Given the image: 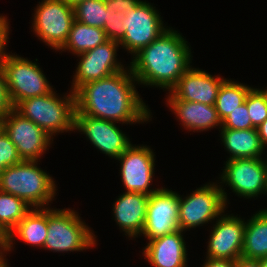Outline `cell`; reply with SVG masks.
Returning <instances> with one entry per match:
<instances>
[{"label": "cell", "mask_w": 267, "mask_h": 267, "mask_svg": "<svg viewBox=\"0 0 267 267\" xmlns=\"http://www.w3.org/2000/svg\"><path fill=\"white\" fill-rule=\"evenodd\" d=\"M136 82L129 67L104 79L85 83L74 92L75 114L131 125L149 121L151 110L139 96Z\"/></svg>", "instance_id": "1"}, {"label": "cell", "mask_w": 267, "mask_h": 267, "mask_svg": "<svg viewBox=\"0 0 267 267\" xmlns=\"http://www.w3.org/2000/svg\"><path fill=\"white\" fill-rule=\"evenodd\" d=\"M191 49L186 39L170 27L136 53L130 67L138 84L170 91L191 67Z\"/></svg>", "instance_id": "2"}, {"label": "cell", "mask_w": 267, "mask_h": 267, "mask_svg": "<svg viewBox=\"0 0 267 267\" xmlns=\"http://www.w3.org/2000/svg\"><path fill=\"white\" fill-rule=\"evenodd\" d=\"M37 162L23 160L7 167L0 173V191L23 199L33 208H46L54 200L57 186Z\"/></svg>", "instance_id": "3"}, {"label": "cell", "mask_w": 267, "mask_h": 267, "mask_svg": "<svg viewBox=\"0 0 267 267\" xmlns=\"http://www.w3.org/2000/svg\"><path fill=\"white\" fill-rule=\"evenodd\" d=\"M14 109L23 117L40 126L50 137L65 131H74L75 93L62 98L53 90L51 93L30 97L20 101Z\"/></svg>", "instance_id": "4"}, {"label": "cell", "mask_w": 267, "mask_h": 267, "mask_svg": "<svg viewBox=\"0 0 267 267\" xmlns=\"http://www.w3.org/2000/svg\"><path fill=\"white\" fill-rule=\"evenodd\" d=\"M77 213L69 208L48 206V233L43 248L53 252H78L97 244L94 232Z\"/></svg>", "instance_id": "5"}, {"label": "cell", "mask_w": 267, "mask_h": 267, "mask_svg": "<svg viewBox=\"0 0 267 267\" xmlns=\"http://www.w3.org/2000/svg\"><path fill=\"white\" fill-rule=\"evenodd\" d=\"M13 108L22 100L49 94L54 88L41 68L27 58L6 53L1 59Z\"/></svg>", "instance_id": "6"}, {"label": "cell", "mask_w": 267, "mask_h": 267, "mask_svg": "<svg viewBox=\"0 0 267 267\" xmlns=\"http://www.w3.org/2000/svg\"><path fill=\"white\" fill-rule=\"evenodd\" d=\"M227 200L225 188L217 183H207L184 198L179 195V229L185 232L217 219L225 212Z\"/></svg>", "instance_id": "7"}, {"label": "cell", "mask_w": 267, "mask_h": 267, "mask_svg": "<svg viewBox=\"0 0 267 267\" xmlns=\"http://www.w3.org/2000/svg\"><path fill=\"white\" fill-rule=\"evenodd\" d=\"M36 7L33 32L46 45L60 50L66 43L75 20L73 6L63 0H42Z\"/></svg>", "instance_id": "8"}, {"label": "cell", "mask_w": 267, "mask_h": 267, "mask_svg": "<svg viewBox=\"0 0 267 267\" xmlns=\"http://www.w3.org/2000/svg\"><path fill=\"white\" fill-rule=\"evenodd\" d=\"M160 13L149 2L142 1L123 19V38L118 42L134 56L159 38L167 29Z\"/></svg>", "instance_id": "9"}, {"label": "cell", "mask_w": 267, "mask_h": 267, "mask_svg": "<svg viewBox=\"0 0 267 267\" xmlns=\"http://www.w3.org/2000/svg\"><path fill=\"white\" fill-rule=\"evenodd\" d=\"M2 129L14 143L24 161H40L54 141L40 126L12 108L4 117Z\"/></svg>", "instance_id": "10"}, {"label": "cell", "mask_w": 267, "mask_h": 267, "mask_svg": "<svg viewBox=\"0 0 267 267\" xmlns=\"http://www.w3.org/2000/svg\"><path fill=\"white\" fill-rule=\"evenodd\" d=\"M221 183L247 199L267 194V171L264 158L230 159L225 163Z\"/></svg>", "instance_id": "11"}, {"label": "cell", "mask_w": 267, "mask_h": 267, "mask_svg": "<svg viewBox=\"0 0 267 267\" xmlns=\"http://www.w3.org/2000/svg\"><path fill=\"white\" fill-rule=\"evenodd\" d=\"M118 47L120 44L117 41L108 40L94 49L78 54L80 61L73 75L71 91L75 92L87 82L104 79L127 69L117 61Z\"/></svg>", "instance_id": "12"}, {"label": "cell", "mask_w": 267, "mask_h": 267, "mask_svg": "<svg viewBox=\"0 0 267 267\" xmlns=\"http://www.w3.org/2000/svg\"><path fill=\"white\" fill-rule=\"evenodd\" d=\"M179 194L159 188L149 196L146 221L141 235L151 241L179 230Z\"/></svg>", "instance_id": "13"}, {"label": "cell", "mask_w": 267, "mask_h": 267, "mask_svg": "<svg viewBox=\"0 0 267 267\" xmlns=\"http://www.w3.org/2000/svg\"><path fill=\"white\" fill-rule=\"evenodd\" d=\"M155 154L148 146L130 145L116 160L121 162L120 175L126 192L151 195L159 188L150 189L155 167Z\"/></svg>", "instance_id": "14"}, {"label": "cell", "mask_w": 267, "mask_h": 267, "mask_svg": "<svg viewBox=\"0 0 267 267\" xmlns=\"http://www.w3.org/2000/svg\"><path fill=\"white\" fill-rule=\"evenodd\" d=\"M116 123L84 114H75L74 130L85 134L91 144L103 154L117 159L131 145V141Z\"/></svg>", "instance_id": "15"}, {"label": "cell", "mask_w": 267, "mask_h": 267, "mask_svg": "<svg viewBox=\"0 0 267 267\" xmlns=\"http://www.w3.org/2000/svg\"><path fill=\"white\" fill-rule=\"evenodd\" d=\"M216 220L209 236L206 258L238 259L242 254L246 221L225 213Z\"/></svg>", "instance_id": "16"}, {"label": "cell", "mask_w": 267, "mask_h": 267, "mask_svg": "<svg viewBox=\"0 0 267 267\" xmlns=\"http://www.w3.org/2000/svg\"><path fill=\"white\" fill-rule=\"evenodd\" d=\"M225 79L190 67L169 91L167 99L215 105L218 90Z\"/></svg>", "instance_id": "17"}, {"label": "cell", "mask_w": 267, "mask_h": 267, "mask_svg": "<svg viewBox=\"0 0 267 267\" xmlns=\"http://www.w3.org/2000/svg\"><path fill=\"white\" fill-rule=\"evenodd\" d=\"M186 249L183 231L179 229L149 241L142 254L153 267H187Z\"/></svg>", "instance_id": "18"}, {"label": "cell", "mask_w": 267, "mask_h": 267, "mask_svg": "<svg viewBox=\"0 0 267 267\" xmlns=\"http://www.w3.org/2000/svg\"><path fill=\"white\" fill-rule=\"evenodd\" d=\"M149 196L125 191L118 196L113 205L115 221L130 239L140 236L143 231Z\"/></svg>", "instance_id": "19"}, {"label": "cell", "mask_w": 267, "mask_h": 267, "mask_svg": "<svg viewBox=\"0 0 267 267\" xmlns=\"http://www.w3.org/2000/svg\"><path fill=\"white\" fill-rule=\"evenodd\" d=\"M167 105L181 121L184 129L193 132L207 131L219 126L220 120L215 105H206L198 102L183 101L179 99H167Z\"/></svg>", "instance_id": "20"}, {"label": "cell", "mask_w": 267, "mask_h": 267, "mask_svg": "<svg viewBox=\"0 0 267 267\" xmlns=\"http://www.w3.org/2000/svg\"><path fill=\"white\" fill-rule=\"evenodd\" d=\"M48 228V207L32 208V210L17 224V226L8 234L3 245L4 253L13 249L14 238L21 239L22 242L31 246L44 247ZM17 236V237H16ZM7 251V252H6Z\"/></svg>", "instance_id": "21"}, {"label": "cell", "mask_w": 267, "mask_h": 267, "mask_svg": "<svg viewBox=\"0 0 267 267\" xmlns=\"http://www.w3.org/2000/svg\"><path fill=\"white\" fill-rule=\"evenodd\" d=\"M221 141L230 154V159L262 158L263 147L257 128L220 129Z\"/></svg>", "instance_id": "22"}, {"label": "cell", "mask_w": 267, "mask_h": 267, "mask_svg": "<svg viewBox=\"0 0 267 267\" xmlns=\"http://www.w3.org/2000/svg\"><path fill=\"white\" fill-rule=\"evenodd\" d=\"M241 256L255 260L267 257V209L257 211L247 220Z\"/></svg>", "instance_id": "23"}, {"label": "cell", "mask_w": 267, "mask_h": 267, "mask_svg": "<svg viewBox=\"0 0 267 267\" xmlns=\"http://www.w3.org/2000/svg\"><path fill=\"white\" fill-rule=\"evenodd\" d=\"M108 41L103 29L89 26L74 20L69 32L68 39L60 51H70L78 55L85 51L94 49Z\"/></svg>", "instance_id": "24"}, {"label": "cell", "mask_w": 267, "mask_h": 267, "mask_svg": "<svg viewBox=\"0 0 267 267\" xmlns=\"http://www.w3.org/2000/svg\"><path fill=\"white\" fill-rule=\"evenodd\" d=\"M251 88V86L238 83L235 80L225 79L223 81L218 90L215 102V108L221 121H223L231 111H234L236 107L245 102L246 96Z\"/></svg>", "instance_id": "25"}, {"label": "cell", "mask_w": 267, "mask_h": 267, "mask_svg": "<svg viewBox=\"0 0 267 267\" xmlns=\"http://www.w3.org/2000/svg\"><path fill=\"white\" fill-rule=\"evenodd\" d=\"M31 210L23 199L0 191V231L7 237Z\"/></svg>", "instance_id": "26"}, {"label": "cell", "mask_w": 267, "mask_h": 267, "mask_svg": "<svg viewBox=\"0 0 267 267\" xmlns=\"http://www.w3.org/2000/svg\"><path fill=\"white\" fill-rule=\"evenodd\" d=\"M74 17L78 22L103 29L107 20L105 0H84L74 7Z\"/></svg>", "instance_id": "27"}, {"label": "cell", "mask_w": 267, "mask_h": 267, "mask_svg": "<svg viewBox=\"0 0 267 267\" xmlns=\"http://www.w3.org/2000/svg\"><path fill=\"white\" fill-rule=\"evenodd\" d=\"M245 102L252 125L257 128L267 118V101L264 93L260 89L251 88Z\"/></svg>", "instance_id": "28"}, {"label": "cell", "mask_w": 267, "mask_h": 267, "mask_svg": "<svg viewBox=\"0 0 267 267\" xmlns=\"http://www.w3.org/2000/svg\"><path fill=\"white\" fill-rule=\"evenodd\" d=\"M23 160L18 154L17 148L2 129L0 131V173L7 167L13 166Z\"/></svg>", "instance_id": "29"}, {"label": "cell", "mask_w": 267, "mask_h": 267, "mask_svg": "<svg viewBox=\"0 0 267 267\" xmlns=\"http://www.w3.org/2000/svg\"><path fill=\"white\" fill-rule=\"evenodd\" d=\"M250 128L255 127L252 125L247 104L244 102L240 106L236 107L234 111H231V113L222 121L220 129L242 130Z\"/></svg>", "instance_id": "30"}, {"label": "cell", "mask_w": 267, "mask_h": 267, "mask_svg": "<svg viewBox=\"0 0 267 267\" xmlns=\"http://www.w3.org/2000/svg\"><path fill=\"white\" fill-rule=\"evenodd\" d=\"M106 10L107 20H105L103 30L106 33L108 40L119 42L123 38L122 24L125 15L115 13L110 8H106Z\"/></svg>", "instance_id": "31"}, {"label": "cell", "mask_w": 267, "mask_h": 267, "mask_svg": "<svg viewBox=\"0 0 267 267\" xmlns=\"http://www.w3.org/2000/svg\"><path fill=\"white\" fill-rule=\"evenodd\" d=\"M12 108L7 91L4 67L0 61V115L4 117Z\"/></svg>", "instance_id": "32"}, {"label": "cell", "mask_w": 267, "mask_h": 267, "mask_svg": "<svg viewBox=\"0 0 267 267\" xmlns=\"http://www.w3.org/2000/svg\"><path fill=\"white\" fill-rule=\"evenodd\" d=\"M141 2V0H105V7L110 8L115 13L126 15Z\"/></svg>", "instance_id": "33"}, {"label": "cell", "mask_w": 267, "mask_h": 267, "mask_svg": "<svg viewBox=\"0 0 267 267\" xmlns=\"http://www.w3.org/2000/svg\"><path fill=\"white\" fill-rule=\"evenodd\" d=\"M9 29H10V26H9V22L7 20V17L6 16H0V61L2 59V57L4 56L5 54V50H6V46H7V42L9 39Z\"/></svg>", "instance_id": "34"}, {"label": "cell", "mask_w": 267, "mask_h": 267, "mask_svg": "<svg viewBox=\"0 0 267 267\" xmlns=\"http://www.w3.org/2000/svg\"><path fill=\"white\" fill-rule=\"evenodd\" d=\"M202 267H235V260L206 258Z\"/></svg>", "instance_id": "35"}, {"label": "cell", "mask_w": 267, "mask_h": 267, "mask_svg": "<svg viewBox=\"0 0 267 267\" xmlns=\"http://www.w3.org/2000/svg\"><path fill=\"white\" fill-rule=\"evenodd\" d=\"M235 267H262L261 260L239 257L235 260Z\"/></svg>", "instance_id": "36"}, {"label": "cell", "mask_w": 267, "mask_h": 267, "mask_svg": "<svg viewBox=\"0 0 267 267\" xmlns=\"http://www.w3.org/2000/svg\"><path fill=\"white\" fill-rule=\"evenodd\" d=\"M257 131L264 148H267V118L257 127Z\"/></svg>", "instance_id": "37"}, {"label": "cell", "mask_w": 267, "mask_h": 267, "mask_svg": "<svg viewBox=\"0 0 267 267\" xmlns=\"http://www.w3.org/2000/svg\"><path fill=\"white\" fill-rule=\"evenodd\" d=\"M63 1L67 3L68 5H71L74 7L77 3L84 1V0H63Z\"/></svg>", "instance_id": "38"}, {"label": "cell", "mask_w": 267, "mask_h": 267, "mask_svg": "<svg viewBox=\"0 0 267 267\" xmlns=\"http://www.w3.org/2000/svg\"><path fill=\"white\" fill-rule=\"evenodd\" d=\"M6 241V236L0 231V244L3 246Z\"/></svg>", "instance_id": "39"}, {"label": "cell", "mask_w": 267, "mask_h": 267, "mask_svg": "<svg viewBox=\"0 0 267 267\" xmlns=\"http://www.w3.org/2000/svg\"><path fill=\"white\" fill-rule=\"evenodd\" d=\"M3 246L0 244V265L3 263Z\"/></svg>", "instance_id": "40"}, {"label": "cell", "mask_w": 267, "mask_h": 267, "mask_svg": "<svg viewBox=\"0 0 267 267\" xmlns=\"http://www.w3.org/2000/svg\"><path fill=\"white\" fill-rule=\"evenodd\" d=\"M0 267H10L8 264H7V260L6 258L3 256V263L0 265Z\"/></svg>", "instance_id": "41"}, {"label": "cell", "mask_w": 267, "mask_h": 267, "mask_svg": "<svg viewBox=\"0 0 267 267\" xmlns=\"http://www.w3.org/2000/svg\"><path fill=\"white\" fill-rule=\"evenodd\" d=\"M262 267H267V257L261 260Z\"/></svg>", "instance_id": "42"}, {"label": "cell", "mask_w": 267, "mask_h": 267, "mask_svg": "<svg viewBox=\"0 0 267 267\" xmlns=\"http://www.w3.org/2000/svg\"><path fill=\"white\" fill-rule=\"evenodd\" d=\"M261 91L264 93V96H265V98H266V101H267V89H261Z\"/></svg>", "instance_id": "43"}, {"label": "cell", "mask_w": 267, "mask_h": 267, "mask_svg": "<svg viewBox=\"0 0 267 267\" xmlns=\"http://www.w3.org/2000/svg\"><path fill=\"white\" fill-rule=\"evenodd\" d=\"M3 117L0 115V131L2 130Z\"/></svg>", "instance_id": "44"}, {"label": "cell", "mask_w": 267, "mask_h": 267, "mask_svg": "<svg viewBox=\"0 0 267 267\" xmlns=\"http://www.w3.org/2000/svg\"><path fill=\"white\" fill-rule=\"evenodd\" d=\"M267 156V155H266ZM265 161V165H266V171H267V159L264 160Z\"/></svg>", "instance_id": "45"}]
</instances>
